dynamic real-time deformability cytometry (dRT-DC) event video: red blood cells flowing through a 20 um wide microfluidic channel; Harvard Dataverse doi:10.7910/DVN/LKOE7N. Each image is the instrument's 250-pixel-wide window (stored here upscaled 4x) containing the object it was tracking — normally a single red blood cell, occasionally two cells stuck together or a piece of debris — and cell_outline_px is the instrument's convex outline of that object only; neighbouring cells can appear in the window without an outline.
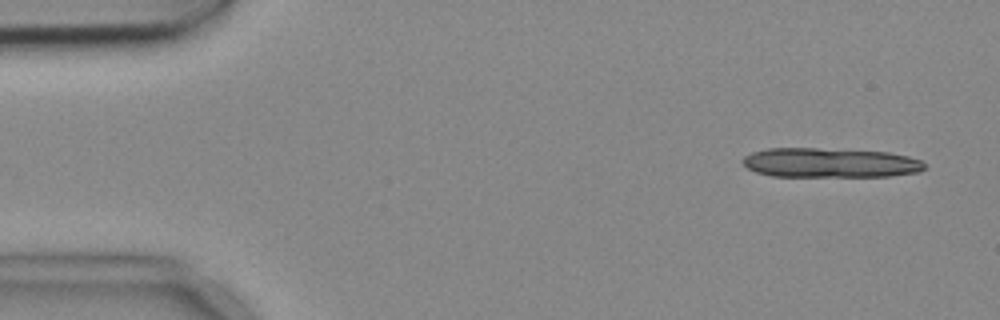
{"species": "common noctule bat (a hibernating species)", "species_latin": "Nyctalus noctula", "temperature_condition": "cold", "stored_images_in_passage": 7, "camera_frame_rate_fps": 3000, "um_per_image_px": 0.085, "animal": {"sex": "female", "body_mass_g": 18.4}, "frame": {"image": 1, "passage_image": 1, "time_ms": 0.0, "image_size_px": [1000, 320], "cell_outline_px": [[924, 168], [920, 172], [888, 176], [772, 176], [756, 172], [748, 168], [740, 160], [744, 156], [752, 152], [768, 148], [816, 148], [888, 152], [908, 156], [920, 160], [924, 164]], "centroid_in_image_um": [70.52, 13.83], "position_along_channel_um": 14.5, "area_um2": 31.27}}
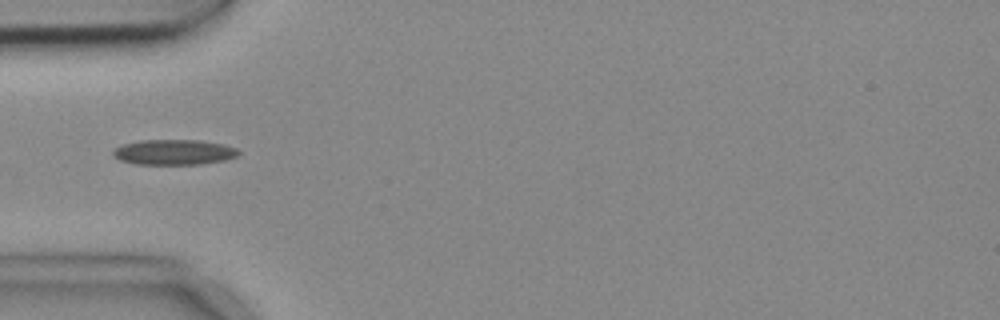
{"frame": {"image": 2, "passage_image": 5, "time_ms": 1.333, "image_size_px": [1000, 320], "cell_outline_px": [[240, 152], [236, 156], [224, 160], [200, 164], [136, 164], [120, 160], [112, 156], [112, 152], [116, 148], [124, 144], [140, 140], [200, 140], [224, 144], [236, 148]], "centroid_in_image_um": [14.78, 12.93], "position_along_channel_um": 70.2, "area_um2": 18.44}}
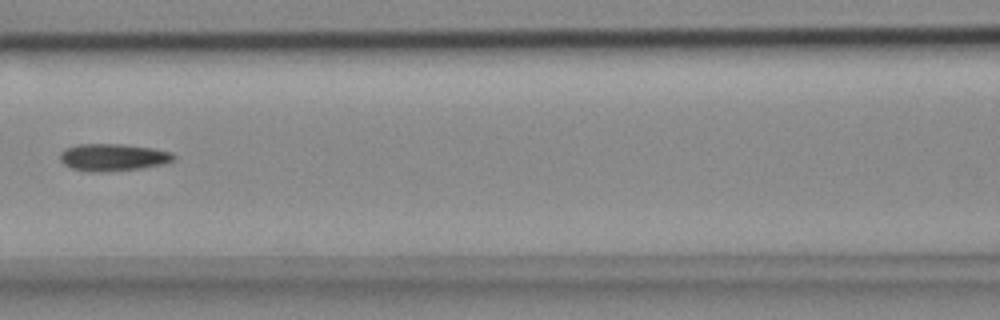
{"frame": {"image": 3, "passage_image": 7, "time_ms": 2.0, "image_size_px": [1000, 320], "cell_outline_px": [[176, 156], [172, 160], [164, 164], [144, 168], [104, 172], [88, 172], [72, 168], [64, 164], [60, 160], [60, 152], [64, 148], [76, 144], [120, 144], [152, 148], [172, 152]], "centroid_in_image_um": [9.58, 13.37], "position_along_channel_um": 157.0, "area_um2": 18.21}}